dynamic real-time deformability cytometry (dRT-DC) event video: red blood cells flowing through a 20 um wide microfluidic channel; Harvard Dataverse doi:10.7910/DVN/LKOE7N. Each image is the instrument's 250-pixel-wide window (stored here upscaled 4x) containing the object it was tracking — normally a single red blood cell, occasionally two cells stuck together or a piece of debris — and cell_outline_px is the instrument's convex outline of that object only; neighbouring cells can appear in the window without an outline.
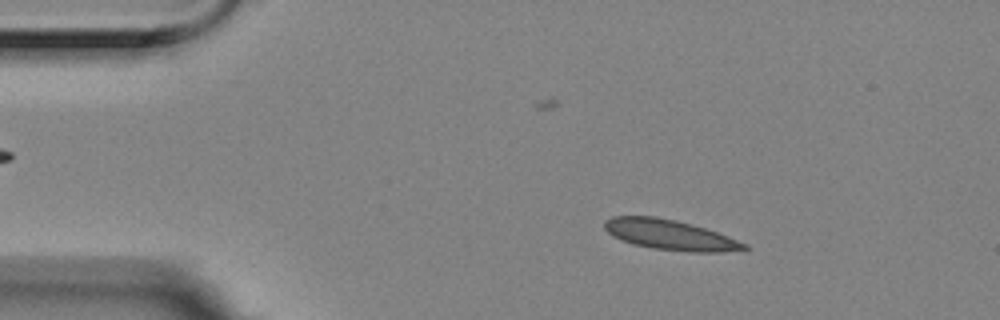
{"species": "Egyptian fruit bat (a non-hibernating species)", "species_latin": "Rousettus aegyptiacus", "temperature_condition": "room temperature", "stored_images_in_passage": 5, "segment_of_instrument_passage": [1, 2], "camera_frame_rate_fps": 3000, "um_per_image_px": 0.085, "animal": {"sex": "female"}, "frame": {"image": 1, "passage_image": 2, "time_ms": 0.333, "image_size_px": [1000, 320], "cell_outline_px": [[748, 248], [720, 252], [692, 252], [652, 248], [632, 244], [612, 236], [604, 228], [604, 220], [612, 216], [656, 216], [676, 220], [692, 224], [728, 236], [748, 244]], "centroid_in_image_um": [56.9, 19.95], "position_along_channel_um": 28.1, "area_um2": 24.51}}